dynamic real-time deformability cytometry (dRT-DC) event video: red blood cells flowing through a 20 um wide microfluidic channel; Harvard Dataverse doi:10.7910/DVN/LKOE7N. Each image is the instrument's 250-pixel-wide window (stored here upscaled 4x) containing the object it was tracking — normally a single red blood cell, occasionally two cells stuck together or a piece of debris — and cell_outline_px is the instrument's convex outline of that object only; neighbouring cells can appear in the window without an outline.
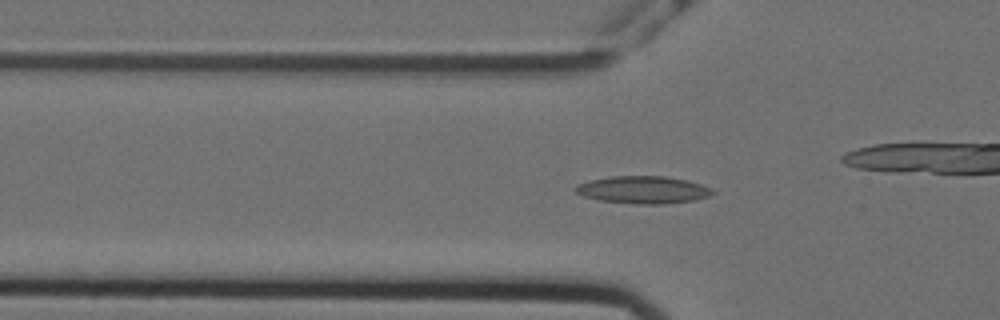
{"species": "Egyptian fruit bat (a non-hibernating species)", "species_latin": "Rousettus aegyptiacus", "temperature_condition": "cold", "stored_images_in_passage": 45, "camera_frame_rate_fps": 3000, "um_per_image_px": 0.085, "animal": {"sex": "female"}, "frame": {"image": 1, "passage_image": 14, "time_ms": 4.333, "image_size_px": [1000, 320], "cell_outline_px": [[716, 192], [708, 196], [696, 200], [664, 204], [636, 204], [600, 200], [584, 196], [576, 192], [572, 188], [576, 184], [588, 180], [612, 176], [664, 176], [688, 180], [712, 188]], "centroid_in_image_um": [54.66, 16.13], "position_along_channel_um": 71.1, "area_um2": 22.08}}
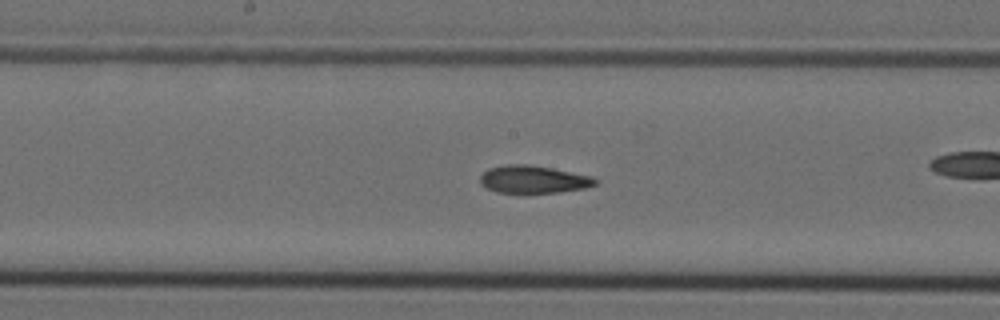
{"frame": {"image": 2, "passage_image": 25, "time_ms": 8.0, "image_size_px": [1000, 320], "cell_outline_px": [[600, 180], [596, 184], [584, 188], [560, 192], [524, 196], [520, 196], [496, 192], [480, 184], [480, 176], [488, 168], [504, 164], [528, 164], [552, 168], [592, 176]], "centroid_in_image_um": [45.31, 15.29], "position_along_channel_um": 202.9, "area_um2": 19.48}}
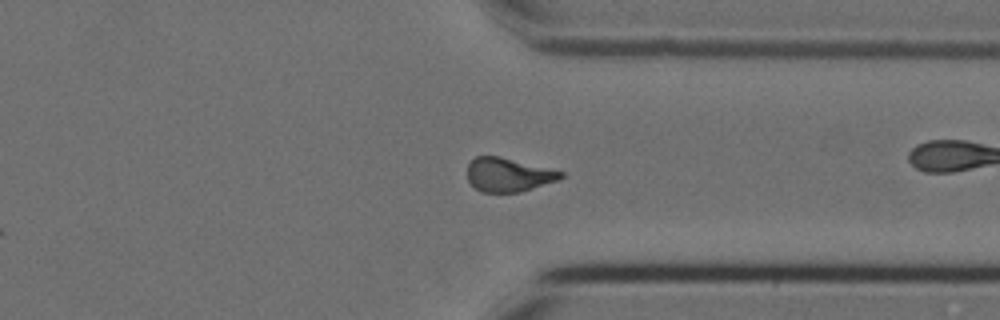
{"frame": {"image": 3, "passage_image": 39, "time_ms": 12.667, "image_size_px": [1000, 320], "cell_outline_px": [[564, 176], [556, 180], [520, 192], [480, 192], [468, 180], [468, 164], [476, 156], [500, 156], [564, 172]], "centroid_in_image_um": [43.18, 14.85], "position_along_channel_um": 368.2, "area_um2": 18.15}, "authors_computed_cell_mechanics": {"area_um2": 19.1318, "velocity_mm_per_s": 3.5692, "shape_relaxation_time_tau1_ms": 8.9107, "shape_relaxation_time_tau2_ms": 2.8147, "deformation_change_tau1": 0.2051, "deformation_change_tau2": 0.093}}